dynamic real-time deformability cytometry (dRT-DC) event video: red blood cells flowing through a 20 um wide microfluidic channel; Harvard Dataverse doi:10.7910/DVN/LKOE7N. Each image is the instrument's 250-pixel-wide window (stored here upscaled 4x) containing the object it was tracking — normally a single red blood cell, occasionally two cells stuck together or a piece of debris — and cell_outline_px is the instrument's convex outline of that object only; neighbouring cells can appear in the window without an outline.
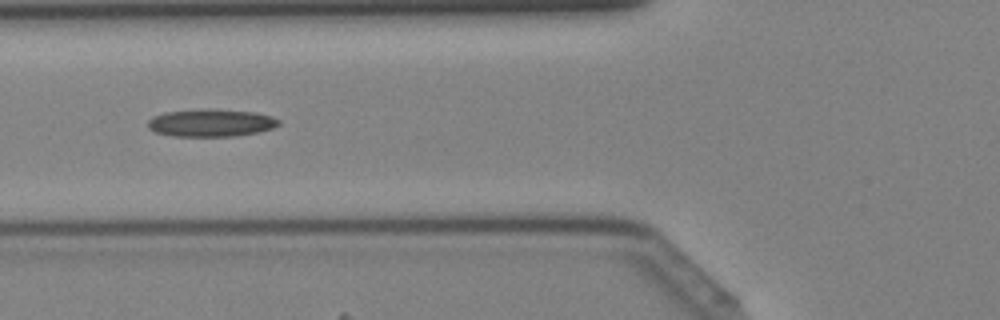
{"species": "Egyptian fruit bat (a non-hibernating species)", "species_latin": "Rousettus aegyptiacus", "temperature_condition": "cold", "stored_images_in_passage": 41, "camera_frame_rate_fps": 3000, "um_per_image_px": 0.085, "animal": {"sex": "female"}, "frame": {"image": 1, "passage_image": 15, "time_ms": 4.667, "image_size_px": [1000, 320], "cell_outline_px": [[280, 124], [272, 128], [256, 132], [236, 136], [172, 136], [156, 132], [148, 128], [148, 120], [152, 116], [164, 112], [212, 108], [256, 112], [272, 116], [280, 120]], "centroid_in_image_um": [17.93, 10.43], "position_along_channel_um": 107.9, "area_um2": 21.15}}
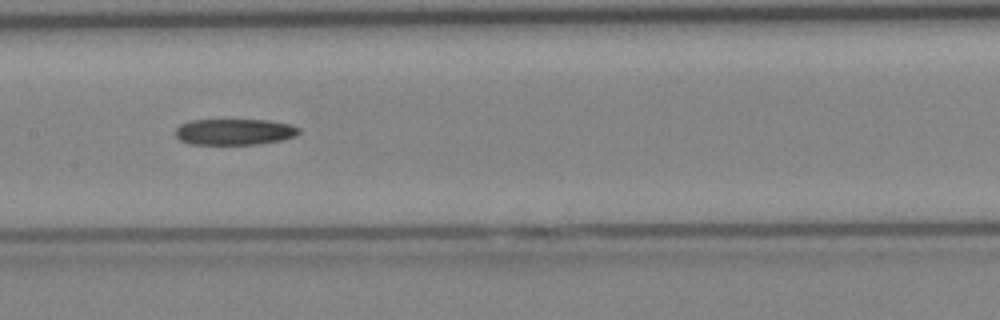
{"frame": {"image": 2, "passage_image": 20, "time_ms": 6.333, "image_size_px": [1000, 320], "cell_outline_px": [[300, 132], [296, 136], [280, 140], [256, 144], [188, 144], [180, 140], [176, 136], [176, 128], [180, 124], [192, 120], [268, 120], [292, 124], [300, 128]], "centroid_in_image_um": [19.94, 11.2], "position_along_channel_um": 187.5, "area_um2": 18.84}}
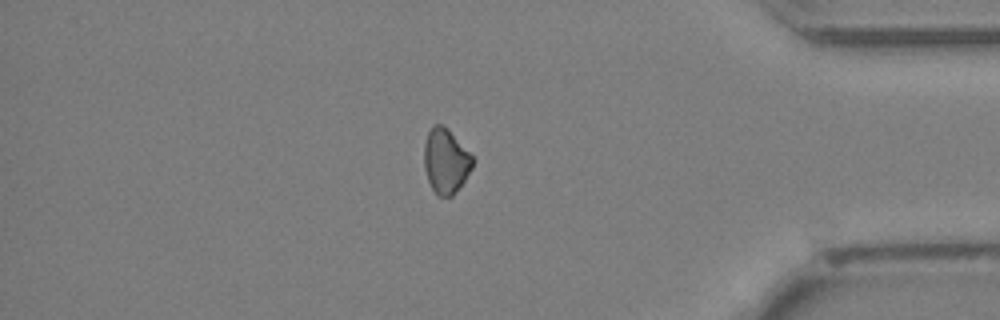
{"frame": {"image": 3, "passage_image": 35, "time_ms": 11.333, "image_size_px": [1000, 320], "cell_outline_px": [[472, 168], [464, 180], [452, 196], [436, 196], [428, 180], [424, 168], [424, 144], [428, 132], [432, 124], [440, 124], [448, 128], [472, 156]], "centroid_in_image_um": [37.86, 13.67], "position_along_channel_um": 397.3, "area_um2": 18.15}}